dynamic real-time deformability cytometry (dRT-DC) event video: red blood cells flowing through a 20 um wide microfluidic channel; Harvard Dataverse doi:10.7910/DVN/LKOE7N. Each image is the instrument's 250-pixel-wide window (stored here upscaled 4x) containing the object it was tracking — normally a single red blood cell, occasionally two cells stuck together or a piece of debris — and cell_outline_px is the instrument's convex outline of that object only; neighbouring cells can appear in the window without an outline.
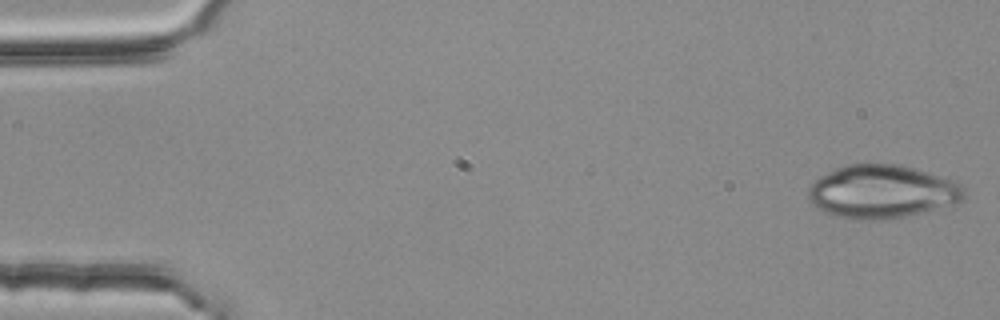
{"species": "common noctule bat (a hibernating species)", "species_latin": "Nyctalus noctula", "temperature_condition": "room temperature", "stored_images_in_passage": 5, "camera_frame_rate_fps": 3000, "um_per_image_px": 0.085, "animal": {"sex": "female", "body_mass_g": 25.1}, "frame": {"image": 1, "passage_image": 1, "time_ms": 0.0, "image_size_px": [1000, 320], "cell_outline_px": [[964, 200], [952, 204], [908, 216], [888, 220], [856, 220], [836, 216], [824, 212], [816, 208], [812, 204], [808, 196], [808, 188], [820, 176], [836, 168], [848, 164], [900, 164], [940, 176], [960, 184], [964, 188]], "centroid_in_image_um": [74.94, 16.31], "position_along_channel_um": 10.1, "area_um2": 48.38}}